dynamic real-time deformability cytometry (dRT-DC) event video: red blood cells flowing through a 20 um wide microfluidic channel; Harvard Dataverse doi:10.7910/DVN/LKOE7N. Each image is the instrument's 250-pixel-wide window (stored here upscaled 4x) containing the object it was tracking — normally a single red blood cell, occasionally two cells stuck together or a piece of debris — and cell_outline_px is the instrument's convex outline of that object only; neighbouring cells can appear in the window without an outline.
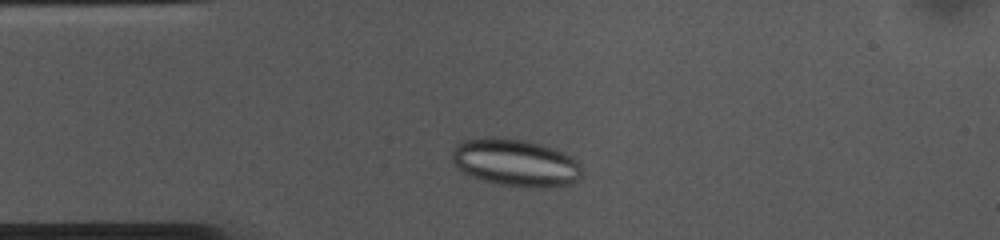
{"species": "common noctule bat (a hibernating species)", "species_latin": "Nyctalus noctula", "temperature_condition": "cold", "stored_images_in_passage": 39, "camera_frame_rate_fps": 3000, "um_per_image_px": 0.085, "animal": {"sex": "female", "body_mass_g": 10.0, "forearm_length_mm": 53.1}, "frame": {"image": 1, "passage_image": 6, "time_ms": 1.667, "image_size_px": [1000, 240], "cell_outline_px": [[580, 180], [572, 184], [548, 188], [536, 188], [500, 184], [484, 180], [472, 176], [464, 172], [452, 160], [452, 152], [456, 144], [464, 140], [484, 136], [500, 136], [528, 140], [564, 152], [576, 160], [580, 164]], "centroid_in_image_um": [43.84, 13.81], "position_along_channel_um": 41.2, "area_um2": 36.13}}
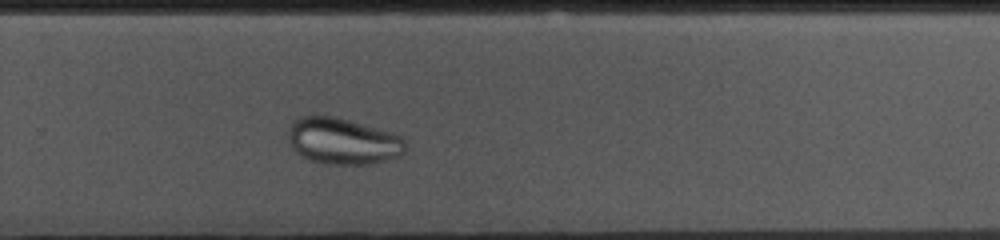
{"frame": {"image": 2, "passage_image": 29, "time_ms": 9.333, "image_size_px": [1000, 240], "cell_outline_px": [[408, 148], [404, 152], [396, 156], [384, 160], [368, 164], [328, 164], [312, 160], [296, 152], [292, 148], [288, 140], [288, 128], [292, 120], [300, 116], [336, 116], [392, 132], [400, 136], [404, 140]], "centroid_in_image_um": [29.12, 11.97], "position_along_channel_um": 300.7, "area_um2": 31.67}}
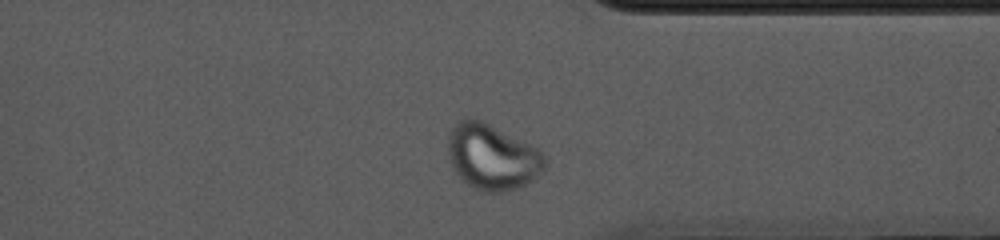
{"frame": {"image": 3, "passage_image": 35, "time_ms": 11.333, "image_size_px": [1000, 240], "cell_outline_px": [[544, 168], [532, 180], [520, 188], [508, 192], [484, 192], [464, 184], [460, 180], [452, 168], [448, 156], [448, 132], [452, 124], [456, 120], [468, 116], [480, 120], [540, 148], [544, 152]], "centroid_in_image_um": [41.78, 13.33], "position_along_channel_um": 369.6, "area_um2": 37.86}}